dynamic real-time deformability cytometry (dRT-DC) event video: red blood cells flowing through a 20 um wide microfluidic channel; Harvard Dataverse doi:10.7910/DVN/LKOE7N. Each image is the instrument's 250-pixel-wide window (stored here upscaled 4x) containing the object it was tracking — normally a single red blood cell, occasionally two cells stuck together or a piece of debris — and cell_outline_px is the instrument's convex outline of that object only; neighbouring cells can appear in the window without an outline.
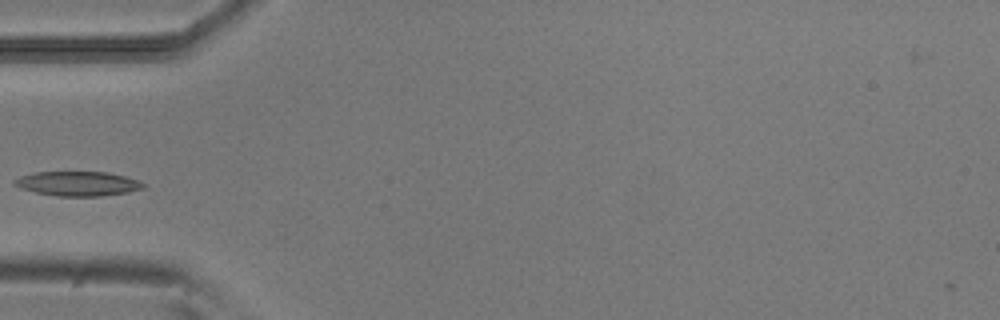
{"species": "common noctule bat (a hibernating species)", "species_latin": "Nyctalus noctula", "temperature_condition": "room temperature", "stored_images_in_passage": 37, "camera_frame_rate_fps": 3000, "um_per_image_px": 0.085, "animal": {"sex": "male", "body_mass_g": 20.5, "forearm_length_mm": 52.5}, "frame": {"image": 1, "passage_image": 1, "time_ms": 0.0, "image_size_px": [1000, 320], "cell_outline_px": [[148, 184], [144, 188], [128, 192], [100, 196], [56, 196], [36, 192], [20, 188], [12, 184], [12, 180], [20, 176], [36, 172], [108, 172], [140, 180]], "centroid_in_image_um": [6.63, 15.61], "position_along_channel_um": 78.4, "area_um2": 18.55}}
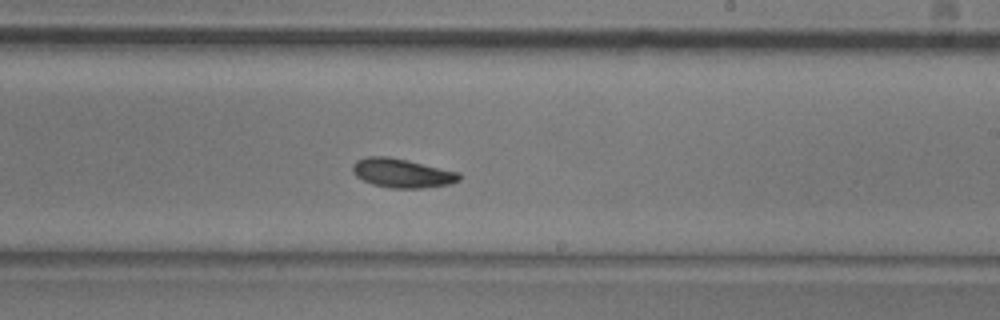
{"frame": {"image": 2, "passage_image": 15, "time_ms": 4.667, "image_size_px": [1000, 320], "cell_outline_px": [[460, 180], [452, 184], [420, 188], [388, 188], [372, 184], [356, 176], [352, 172], [352, 164], [356, 160], [364, 156], [388, 156], [408, 160], [460, 172]], "centroid_in_image_um": [34.16, 14.7], "position_along_channel_um": 254.8, "area_um2": 18.26}}
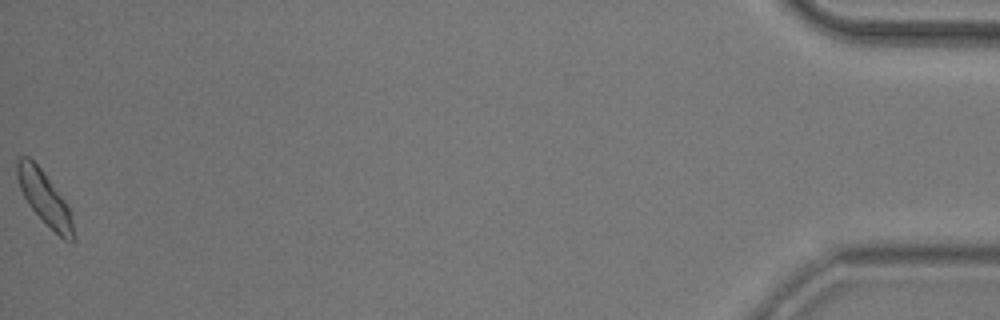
{"frame": {"image": 3, "passage_image": 37, "time_ms": 12.0, "image_size_px": [1000, 320], "cell_outline_px": [[76, 240], [72, 244], [64, 240], [28, 204], [20, 188], [16, 176], [16, 160], [20, 156], [28, 156], [44, 172], [68, 204], [72, 220]], "centroid_in_image_um": [3.81, 16.83], "position_along_channel_um": 431.4, "area_um2": 17.4}}